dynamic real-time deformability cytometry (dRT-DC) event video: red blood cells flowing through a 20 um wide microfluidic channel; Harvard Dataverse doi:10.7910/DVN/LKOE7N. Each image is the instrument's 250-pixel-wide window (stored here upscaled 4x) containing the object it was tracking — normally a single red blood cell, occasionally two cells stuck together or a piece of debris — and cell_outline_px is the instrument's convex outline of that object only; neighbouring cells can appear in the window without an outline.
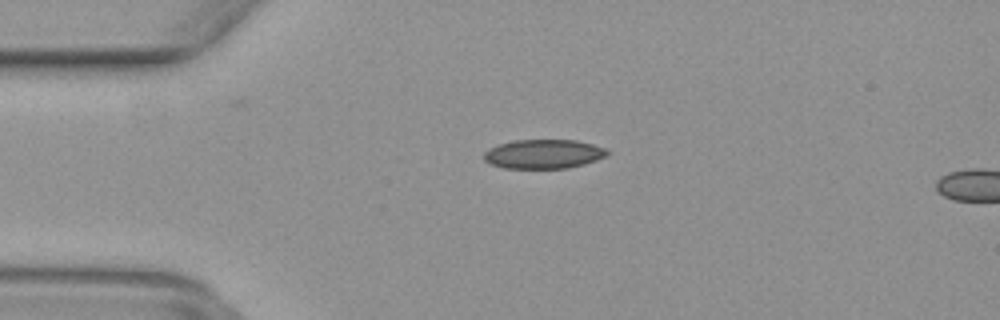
{"species": "common noctule bat (a hibernating species)", "species_latin": "Nyctalus noctula", "temperature_condition": "warm", "stored_images_in_passage": 5, "camera_frame_rate_fps": 3000, "um_per_image_px": 0.085, "animal": {"sex": "female", "body_mass_g": 29.2, "forearm_length_mm": 56.3}, "frame": {"image": 1, "passage_image": 2, "time_ms": 0.333, "image_size_px": [1000, 320], "cell_outline_px": [[612, 152], [596, 160], [584, 164], [568, 168], [504, 168], [492, 164], [484, 160], [484, 152], [488, 148], [500, 144], [516, 140], [576, 140], [592, 144], [604, 148]], "centroid_in_image_um": [46.2, 13.09], "position_along_channel_um": 38.8, "area_um2": 20.87}}